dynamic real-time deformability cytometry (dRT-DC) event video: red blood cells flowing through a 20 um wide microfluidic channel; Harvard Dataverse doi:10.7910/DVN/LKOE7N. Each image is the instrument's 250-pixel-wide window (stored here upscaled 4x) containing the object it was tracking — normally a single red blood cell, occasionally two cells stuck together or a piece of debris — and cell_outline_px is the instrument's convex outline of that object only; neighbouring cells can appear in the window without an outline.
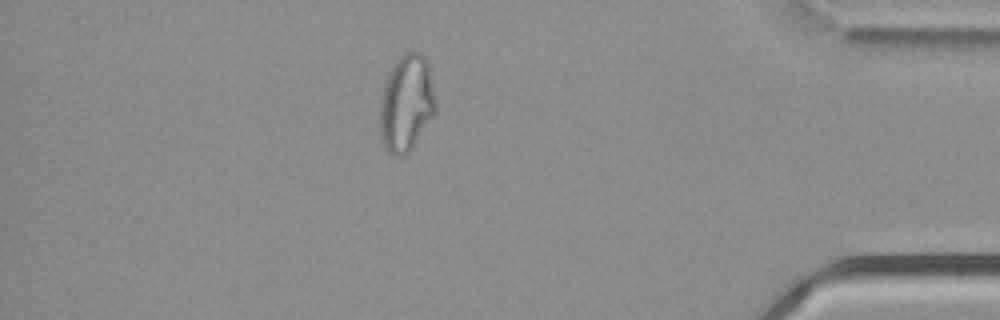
{"species": "common noctule bat (a hibernating species)", "species_latin": "Nyctalus noctula", "temperature_condition": "cold", "stored_images_in_passage": 48, "camera_frame_rate_fps": 3000, "um_per_image_px": 0.085, "animal": {"sex": "male", "body_mass_g": 21.5, "forearm_length_mm": 52.0}, "frame": {"image": 1, "passage_image": 41, "time_ms": 13.333, "image_size_px": [1000, 320], "cell_outline_px": [[436, 112], [412, 148], [404, 156], [392, 156], [384, 148], [380, 140], [380, 96], [388, 72], [392, 64], [404, 52], [420, 52], [428, 60], [436, 104]], "centroid_in_image_um": [34.53, 8.78], "position_along_channel_um": 400.7, "area_um2": 31.96}}